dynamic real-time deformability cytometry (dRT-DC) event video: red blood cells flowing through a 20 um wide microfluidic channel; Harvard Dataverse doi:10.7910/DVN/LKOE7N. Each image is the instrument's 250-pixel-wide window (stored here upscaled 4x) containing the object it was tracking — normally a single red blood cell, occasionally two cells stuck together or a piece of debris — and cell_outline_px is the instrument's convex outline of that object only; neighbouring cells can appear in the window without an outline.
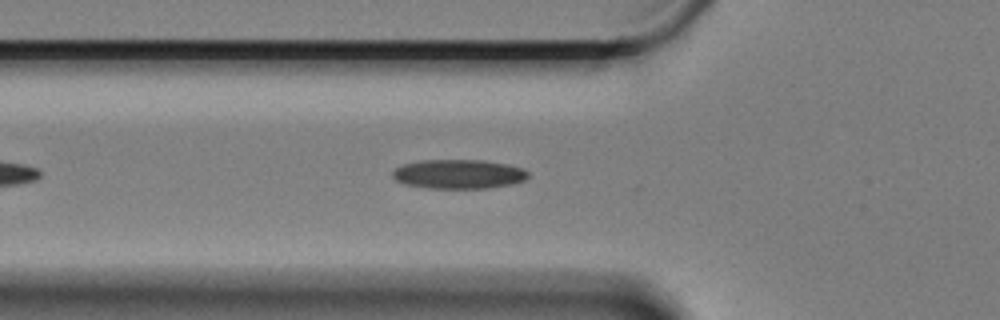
{"species": "Egyptian fruit bat (a non-hibernating species)", "species_latin": "Rousettus aegyptiacus", "temperature_condition": "cold", "stored_images_in_passage": 32, "camera_frame_rate_fps": 3000, "um_per_image_px": 0.085, "animal": {"sex": "female"}, "frame": {"image": 1, "passage_image": 9, "time_ms": 2.667, "image_size_px": [1000, 320], "cell_outline_px": [[528, 176], [524, 180], [512, 184], [488, 188], [428, 188], [404, 184], [396, 180], [392, 176], [392, 172], [396, 168], [404, 164], [420, 160], [484, 160], [508, 164], [520, 168], [528, 172]], "centroid_in_image_um": [38.97, 14.79], "position_along_channel_um": 86.8, "area_um2": 23.06}}
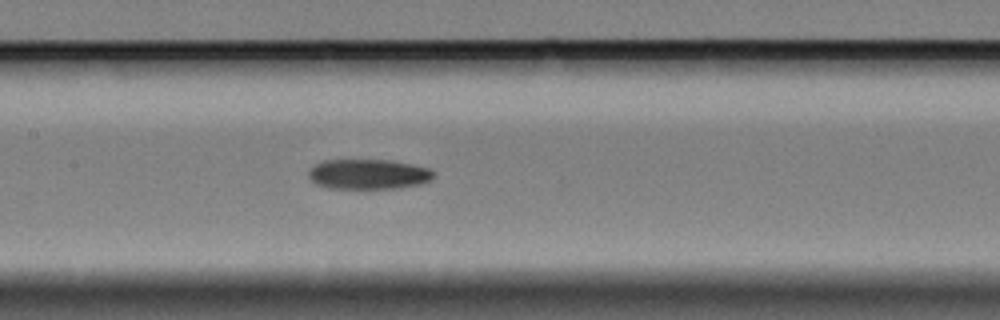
{"frame": {"image": 2, "passage_image": 17, "time_ms": 5.333, "image_size_px": [1000, 320], "cell_outline_px": [[436, 172], [428, 180], [416, 184], [392, 188], [328, 188], [316, 184], [308, 176], [308, 172], [316, 164], [324, 160], [392, 160], [412, 164], [428, 168]], "centroid_in_image_um": [31.27, 14.79], "position_along_channel_um": 176.1, "area_um2": 21.56}}
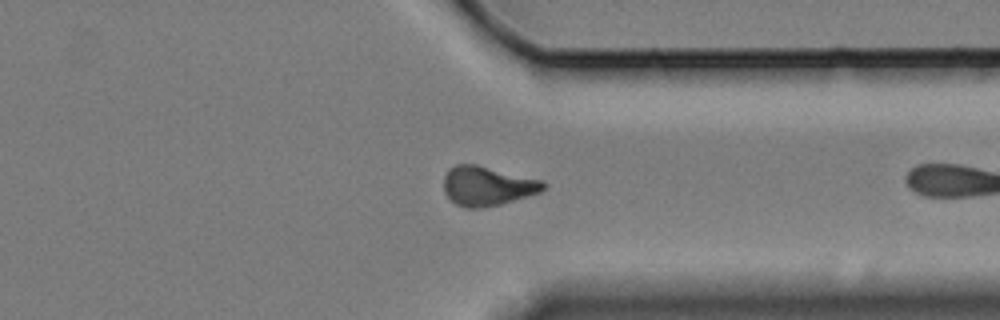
{"frame": {"image": 3, "passage_image": 31, "time_ms": 10.0, "image_size_px": [1000, 320], "cell_outline_px": [[544, 188], [540, 192], [500, 204], [480, 208], [464, 208], [456, 204], [444, 192], [444, 176], [448, 168], [456, 164], [476, 164], [540, 180], [544, 184]], "centroid_in_image_um": [41.36, 15.8], "position_along_channel_um": 370.0, "area_um2": 22.54}}